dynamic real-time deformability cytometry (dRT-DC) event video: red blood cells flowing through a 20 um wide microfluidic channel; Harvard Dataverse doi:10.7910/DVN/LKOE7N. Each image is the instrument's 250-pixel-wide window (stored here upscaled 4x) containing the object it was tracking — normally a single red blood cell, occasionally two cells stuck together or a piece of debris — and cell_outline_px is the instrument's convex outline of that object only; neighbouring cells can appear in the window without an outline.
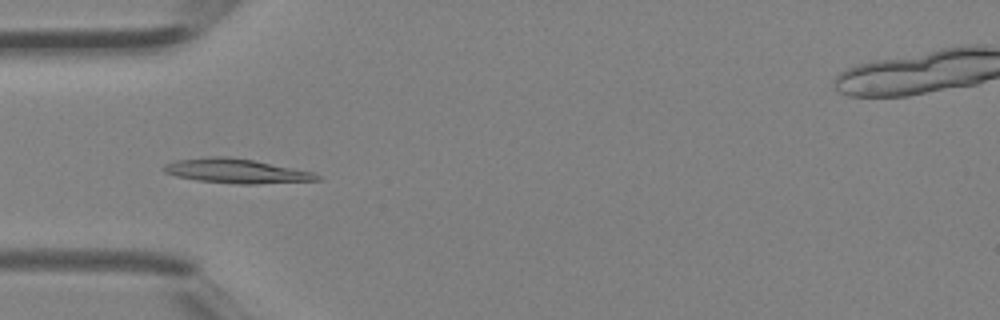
{"species": "Egyptian fruit bat (a non-hibernating species)", "species_latin": "Rousettus aegyptiacus", "temperature_condition": "room temperature", "stored_images_in_passage": 3, "camera_frame_rate_fps": 3000, "um_per_image_px": 0.085, "animal": {"sex": "female"}, "frame": {"image": 1, "passage_image": 3, "time_ms": 0.667, "image_size_px": [1000, 320], "cell_outline_px": [[324, 180], [256, 184], [240, 184], [196, 180], [176, 176], [164, 172], [164, 164], [176, 160], [208, 156], [228, 156], [252, 160], [312, 172], [324, 176]], "centroid_in_image_um": [20.11, 14.54], "position_along_channel_um": 64.9, "area_um2": 21.79}}